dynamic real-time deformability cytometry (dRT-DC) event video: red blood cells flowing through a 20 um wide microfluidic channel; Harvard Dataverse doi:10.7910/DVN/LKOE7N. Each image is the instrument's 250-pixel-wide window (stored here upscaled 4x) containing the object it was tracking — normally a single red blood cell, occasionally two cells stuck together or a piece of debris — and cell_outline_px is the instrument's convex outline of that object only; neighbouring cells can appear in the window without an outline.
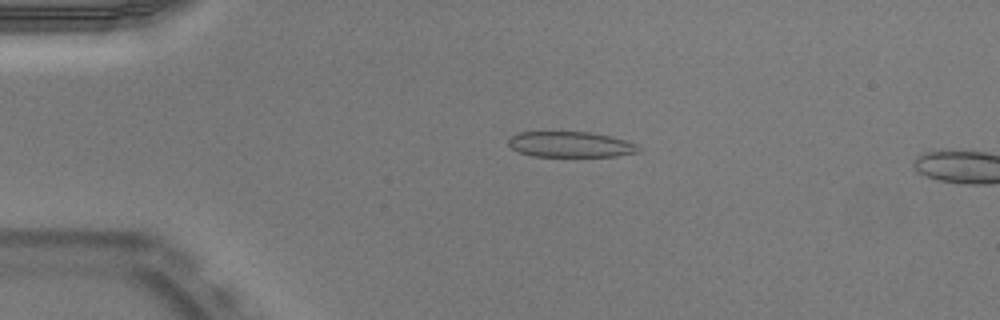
{"species": "Egyptian fruit bat (a non-hibernating species)", "species_latin": "Rousettus aegyptiacus", "temperature_condition": "warm", "stored_images_in_passage": 5, "camera_frame_rate_fps": 3000, "um_per_image_px": 0.085, "animal": {"sex": "male"}, "frame": {"image": 1, "passage_image": 2, "time_ms": 0.333, "image_size_px": [1000, 320], "cell_outline_px": [[644, 148], [640, 152], [616, 156], [532, 156], [520, 152], [512, 148], [508, 144], [508, 140], [512, 136], [520, 132], [588, 132], [608, 136], [624, 140], [636, 144]], "centroid_in_image_um": [48.53, 12.28], "position_along_channel_um": 36.5, "area_um2": 19.31}}